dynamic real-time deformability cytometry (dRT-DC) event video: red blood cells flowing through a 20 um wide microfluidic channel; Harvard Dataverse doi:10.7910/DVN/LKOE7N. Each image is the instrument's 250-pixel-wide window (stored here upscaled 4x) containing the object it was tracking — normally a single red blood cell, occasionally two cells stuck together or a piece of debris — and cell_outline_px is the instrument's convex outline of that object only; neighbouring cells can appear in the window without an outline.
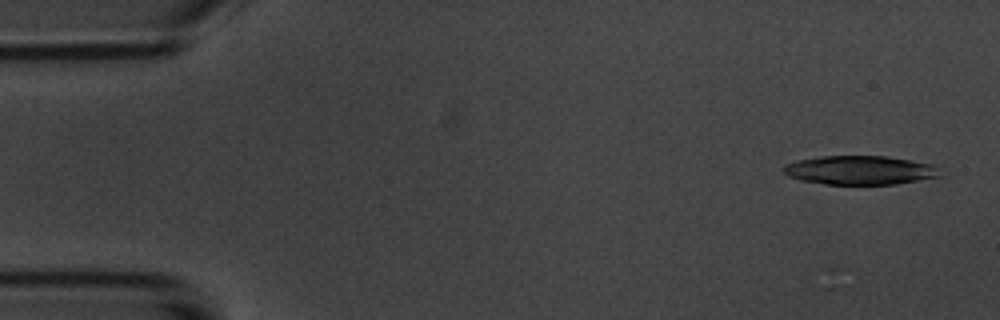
{"species": "common noctule bat (a hibernating species)", "species_latin": "Nyctalus noctula", "temperature_condition": "room temperature", "stored_images_in_passage": 17, "camera_frame_rate_fps": 3000, "um_per_image_px": 0.085, "animal": {"sex": "male", "body_mass_g": 20.1, "forearm_length_mm": 53.5}, "frame": {"image": 1, "passage_image": 2, "time_ms": 0.333, "image_size_px": [1000, 320], "cell_outline_px": [[940, 176], [896, 184], [824, 184], [800, 180], [788, 176], [784, 172], [784, 164], [796, 160], [820, 156], [888, 156], [932, 164]], "centroid_in_image_um": [73.02, 14.46], "position_along_channel_um": 12.0, "area_um2": 26.18}}
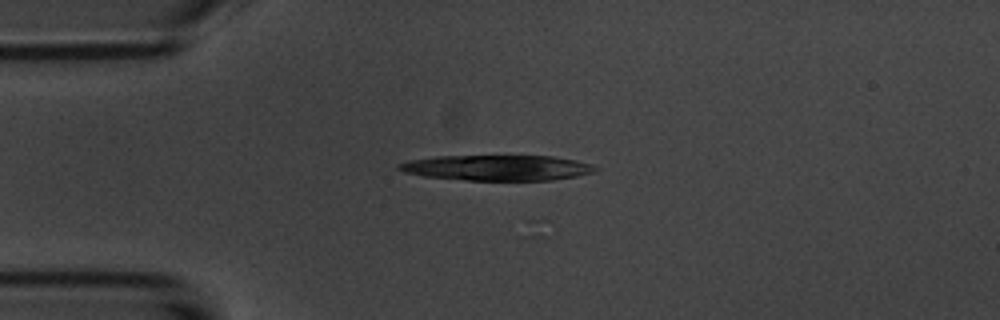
{"frame": {"image": 2, "passage_image": 12, "time_ms": 3.667, "image_size_px": [1000, 320], "cell_outline_px": [[600, 168], [596, 172], [576, 176], [552, 180], [468, 180], [424, 176], [404, 172], [396, 168], [396, 164], [408, 160], [436, 156], [552, 156], [576, 160], [592, 164]], "centroid_in_image_um": [42.27, 14.25], "position_along_channel_um": 42.7, "area_um2": 29.25}}